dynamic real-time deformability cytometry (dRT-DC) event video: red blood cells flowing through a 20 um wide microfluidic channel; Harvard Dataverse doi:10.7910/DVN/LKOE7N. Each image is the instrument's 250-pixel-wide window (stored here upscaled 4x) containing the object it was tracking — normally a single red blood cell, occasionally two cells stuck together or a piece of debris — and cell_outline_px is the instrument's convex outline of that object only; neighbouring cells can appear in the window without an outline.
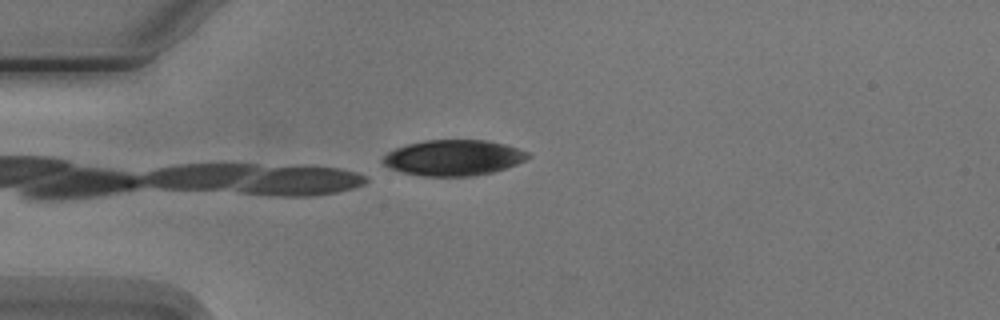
{"species": "Egyptian fruit bat (a non-hibernating species)", "species_latin": "Rousettus aegyptiacus", "temperature_condition": "cold", "stored_images_in_passage": 2, "camera_frame_rate_fps": 3000, "um_per_image_px": 0.085, "animal": {"sex": "male"}, "frame": {"image": 1, "passage_image": 1, "time_ms": 0.0, "image_size_px": [1000, 320], "cell_outline_px": [[532, 156], [516, 164], [492, 172], [468, 176], [424, 176], [404, 172], [388, 168], [380, 160], [388, 152], [396, 148], [408, 144], [424, 140], [488, 140], [504, 144], [528, 152]], "centroid_in_image_um": [38.52, 13.4], "position_along_channel_um": 46.5, "area_um2": 30.0}}